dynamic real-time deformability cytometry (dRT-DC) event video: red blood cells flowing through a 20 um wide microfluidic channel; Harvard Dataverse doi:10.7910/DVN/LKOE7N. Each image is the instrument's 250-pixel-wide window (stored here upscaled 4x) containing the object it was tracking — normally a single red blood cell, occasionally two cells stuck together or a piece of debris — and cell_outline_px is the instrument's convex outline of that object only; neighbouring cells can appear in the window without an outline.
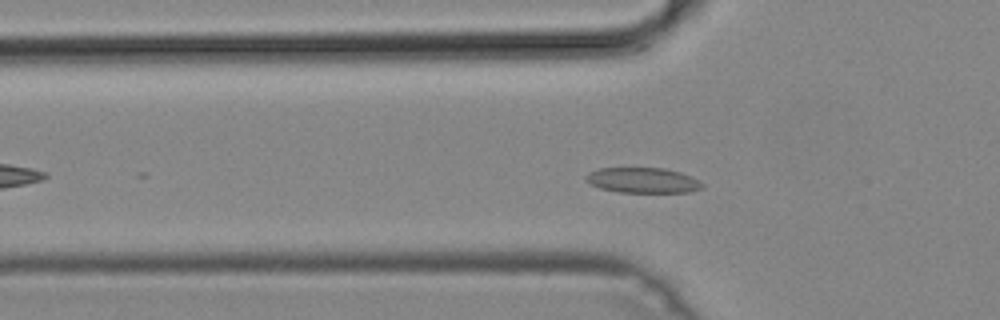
{"species": "common noctule bat (a hibernating species)", "species_latin": "Nyctalus noctula", "temperature_condition": "cold", "stored_images_in_passage": 46, "camera_frame_rate_fps": 3000, "um_per_image_px": 0.085, "animal": {"sex": "male", "body_mass_g": 19.2, "forearm_length_mm": 51.8}, "frame": {"image": 1, "passage_image": 12, "time_ms": 3.667, "image_size_px": [1000, 320], "cell_outline_px": [[704, 188], [688, 192], [620, 192], [600, 188], [584, 180], [584, 176], [588, 172], [600, 168], [664, 168], [680, 172], [704, 184]], "centroid_in_image_um": [54.6, 15.32], "position_along_channel_um": 71.2, "area_um2": 17.05}}
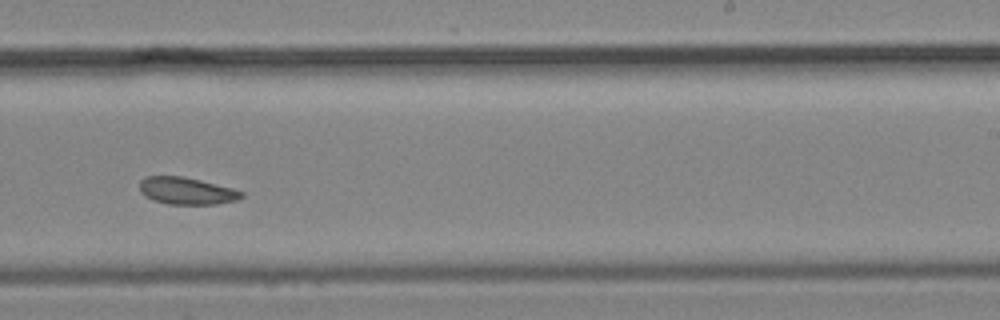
{"frame": {"image": 2, "passage_image": 27, "time_ms": 8.667, "image_size_px": [1000, 320], "cell_outline_px": [[244, 196], [236, 200], [216, 204], [168, 204], [152, 200], [144, 196], [140, 192], [140, 180], [148, 176], [180, 176], [200, 180], [232, 188], [244, 192]], "centroid_in_image_um": [15.84, 16.23], "position_along_channel_um": 273.2, "area_um2": 16.07}}
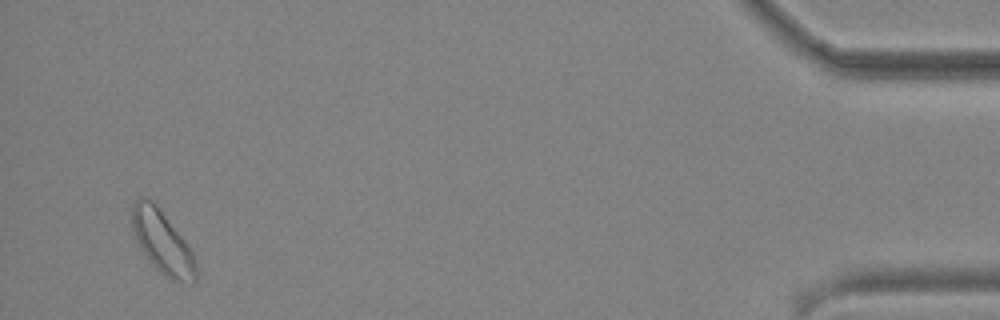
{"frame": {"image": 3, "passage_image": 44, "time_ms": 14.333, "image_size_px": [1000, 320], "cell_outline_px": [[196, 280], [192, 284], [168, 280], [152, 264], [140, 248], [136, 240], [132, 228], [132, 204], [140, 196], [144, 196], [152, 200], [156, 204], [188, 244], [192, 252], [196, 264]], "centroid_in_image_um": [13.8, 20.6], "position_along_channel_um": 421.4, "area_um2": 23.58}}